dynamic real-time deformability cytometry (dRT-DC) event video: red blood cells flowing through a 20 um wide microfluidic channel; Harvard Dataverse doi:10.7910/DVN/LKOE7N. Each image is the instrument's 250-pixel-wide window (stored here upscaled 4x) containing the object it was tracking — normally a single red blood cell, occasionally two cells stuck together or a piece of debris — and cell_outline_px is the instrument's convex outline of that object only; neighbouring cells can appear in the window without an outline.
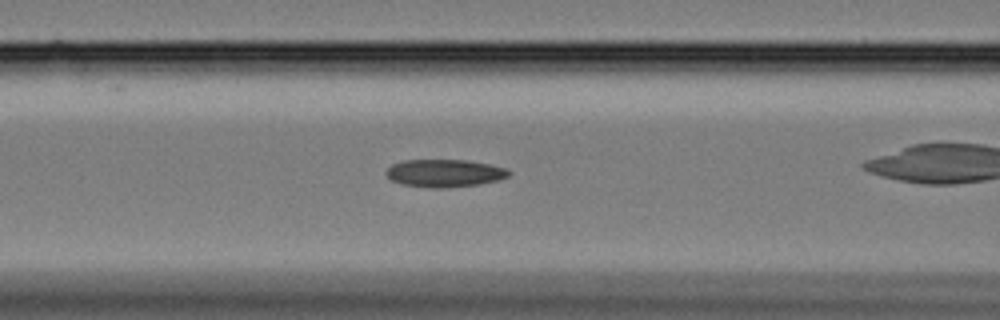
{"species": "Egyptian fruit bat (a non-hibernating species)", "species_latin": "Rousettus aegyptiacus", "temperature_condition": "cold", "stored_images_in_passage": 23, "camera_frame_rate_fps": 3000, "um_per_image_px": 0.085, "animal": {"sex": "female"}, "frame": {"image": 1, "passage_image": 14, "time_ms": 4.333, "image_size_px": [1000, 320], "cell_outline_px": [[508, 176], [496, 180], [476, 184], [448, 188], [432, 188], [400, 184], [392, 180], [384, 172], [392, 164], [404, 160], [464, 160], [488, 164], [504, 168], [508, 172]], "centroid_in_image_um": [37.7, 14.72], "position_along_channel_um": 128.9, "area_um2": 19.48}}
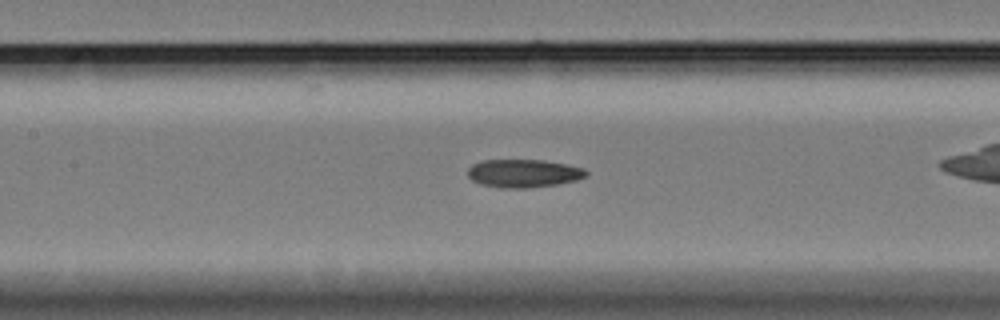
{"frame": {"image": 2, "passage_image": 17, "time_ms": 5.333, "image_size_px": [1000, 320], "cell_outline_px": [[588, 172], [584, 176], [576, 180], [556, 184], [524, 188], [504, 188], [480, 184], [472, 180], [468, 176], [468, 168], [472, 164], [484, 160], [544, 160], [584, 168]], "centroid_in_image_um": [44.46, 14.73], "position_along_channel_um": 162.9, "area_um2": 19.19}}
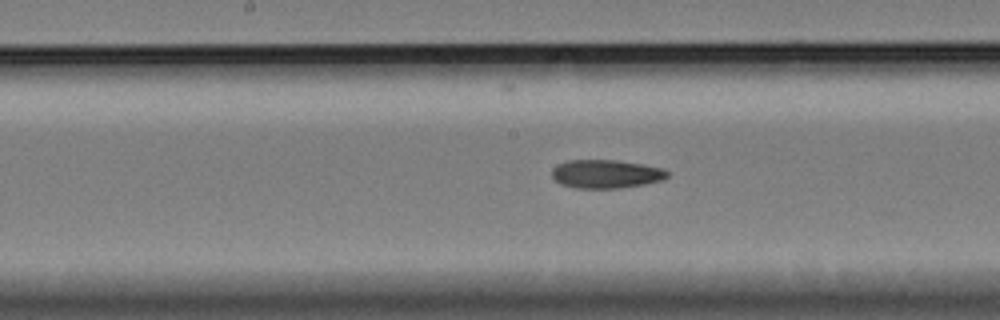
{"frame": {"image": 3, "passage_image": 20, "time_ms": 6.333, "image_size_px": [1000, 320], "cell_outline_px": [[668, 176], [660, 180], [644, 184], [620, 188], [576, 188], [560, 184], [552, 176], [552, 168], [568, 160], [616, 160], [644, 164], [664, 168], [668, 172]], "centroid_in_image_um": [51.51, 14.78], "position_along_channel_um": 196.7, "area_um2": 19.13}}